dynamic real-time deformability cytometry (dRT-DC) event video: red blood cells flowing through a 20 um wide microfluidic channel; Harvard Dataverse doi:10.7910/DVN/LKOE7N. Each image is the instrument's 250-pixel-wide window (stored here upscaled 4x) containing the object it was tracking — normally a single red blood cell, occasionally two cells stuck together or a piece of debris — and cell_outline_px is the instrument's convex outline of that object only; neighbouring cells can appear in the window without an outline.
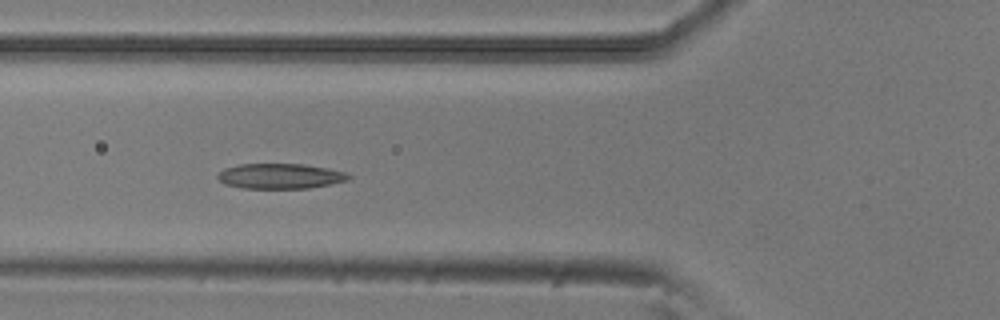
{"species": "common noctule bat (a hibernating species)", "species_latin": "Nyctalus noctula", "temperature_condition": "room temperature", "stored_images_in_passage": 10, "camera_frame_rate_fps": 3000, "um_per_image_px": 0.085, "animal": {"sex": "male", "body_mass_g": 20.5, "forearm_length_mm": 52.5}, "frame": {"image": 1, "passage_image": 6, "time_ms": 1.667, "image_size_px": [1000, 320], "cell_outline_px": [[352, 176], [348, 180], [308, 188], [240, 188], [224, 184], [216, 176], [224, 168], [240, 164], [304, 164], [348, 172]], "centroid_in_image_um": [23.81, 14.96], "position_along_channel_um": 102.0, "area_um2": 19.19}}
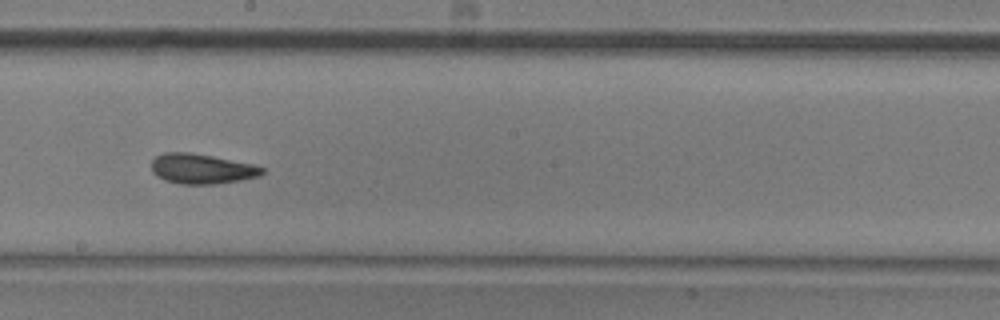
{"frame": {"image": 2, "passage_image": 9, "time_ms": 2.667, "image_size_px": [1000, 320], "cell_outline_px": [[264, 172], [260, 176], [240, 180], [216, 184], [180, 184], [164, 180], [156, 176], [152, 172], [152, 160], [156, 156], [164, 152], [192, 152], [252, 164], [264, 168]], "centroid_in_image_um": [17.12, 14.35], "position_along_channel_um": 231.1, "area_um2": 19.42}}
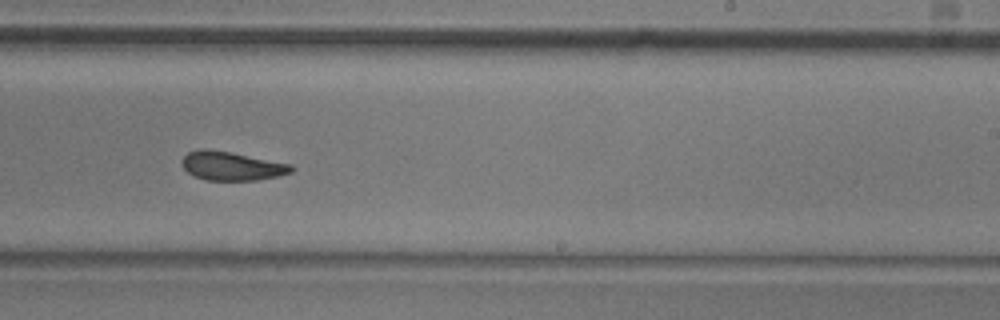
{"frame": {"image": 3, "passage_image": 10, "time_ms": 3.0, "image_size_px": [1000, 320], "cell_outline_px": [[296, 168], [292, 172], [280, 176], [256, 180], [204, 180], [188, 172], [180, 164], [180, 160], [188, 152], [200, 148], [204, 148], [232, 152], [292, 164]], "centroid_in_image_um": [19.71, 14.1], "position_along_channel_um": 269.3, "area_um2": 18.61}}